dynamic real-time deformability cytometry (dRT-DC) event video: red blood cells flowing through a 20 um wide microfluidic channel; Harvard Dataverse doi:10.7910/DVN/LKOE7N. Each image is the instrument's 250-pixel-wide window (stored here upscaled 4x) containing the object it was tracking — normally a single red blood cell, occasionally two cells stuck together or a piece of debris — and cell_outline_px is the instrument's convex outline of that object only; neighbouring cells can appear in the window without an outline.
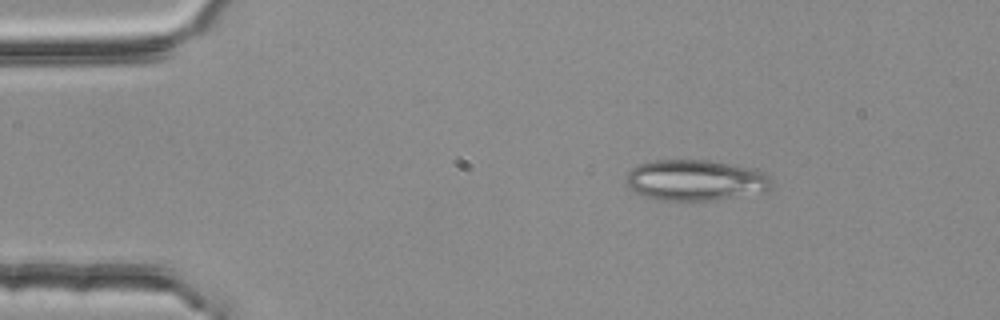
{"species": "common noctule bat (a hibernating species)", "species_latin": "Nyctalus noctula", "temperature_condition": "room temperature", "stored_images_in_passage": 2, "camera_frame_rate_fps": 3000, "um_per_image_px": 0.085, "animal": {"sex": "female", "body_mass_g": 25.1}, "frame": {"image": 1, "passage_image": 1, "time_ms": 0.0, "image_size_px": [1000, 320], "cell_outline_px": [[772, 188], [768, 192], [712, 200], [660, 200], [644, 196], [628, 188], [624, 180], [628, 172], [632, 168], [640, 164], [656, 160], [708, 160], [756, 168], [768, 176], [772, 180]], "centroid_in_image_um": [59.14, 15.32], "position_along_channel_um": 25.9, "area_um2": 34.97}}